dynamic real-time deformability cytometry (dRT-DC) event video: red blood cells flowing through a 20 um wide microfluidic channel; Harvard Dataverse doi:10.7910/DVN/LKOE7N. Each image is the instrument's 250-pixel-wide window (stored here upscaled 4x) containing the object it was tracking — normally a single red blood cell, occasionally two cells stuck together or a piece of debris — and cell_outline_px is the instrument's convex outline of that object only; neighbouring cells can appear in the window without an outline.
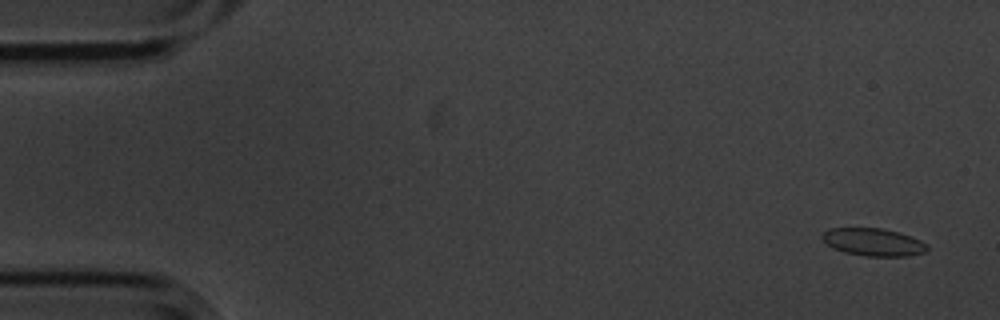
{"species": "common noctule bat (a hibernating species)", "species_latin": "Nyctalus noctula", "temperature_condition": "cold", "stored_images_in_passage": 57, "camera_frame_rate_fps": 3000, "um_per_image_px": 0.085, "animal": {"sex": "male", "body_mass_g": 20.1, "forearm_length_mm": 53.5}, "frame": {"image": 1, "passage_image": 3, "time_ms": 0.667, "image_size_px": [1000, 320], "cell_outline_px": [[928, 248], [924, 252], [908, 256], [864, 256], [844, 252], [828, 244], [820, 236], [828, 228], [880, 228], [900, 232], [920, 240], [928, 244]], "centroid_in_image_um": [74.25, 20.57], "position_along_channel_um": 10.7, "area_um2": 16.82}}
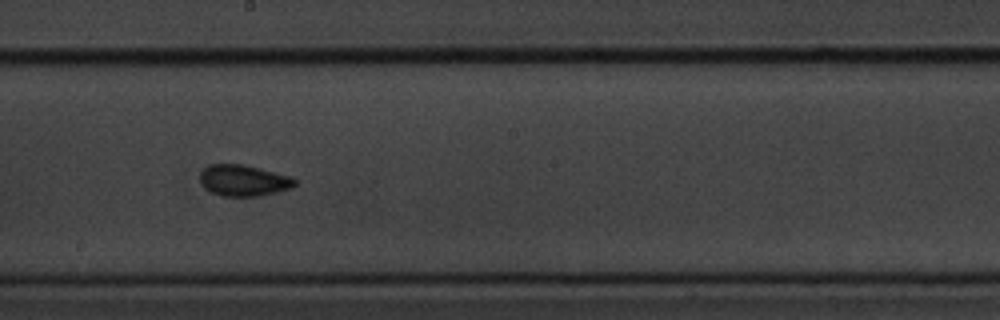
{"frame": {"image": 2, "passage_image": 31, "time_ms": 10.0, "image_size_px": [1000, 320], "cell_outline_px": [[296, 184], [292, 188], [260, 196], [220, 196], [204, 188], [200, 180], [200, 172], [208, 164], [244, 164], [260, 168], [288, 176], [296, 180]], "centroid_in_image_um": [20.67, 15.34], "position_along_channel_um": 227.5, "area_um2": 17.28}}
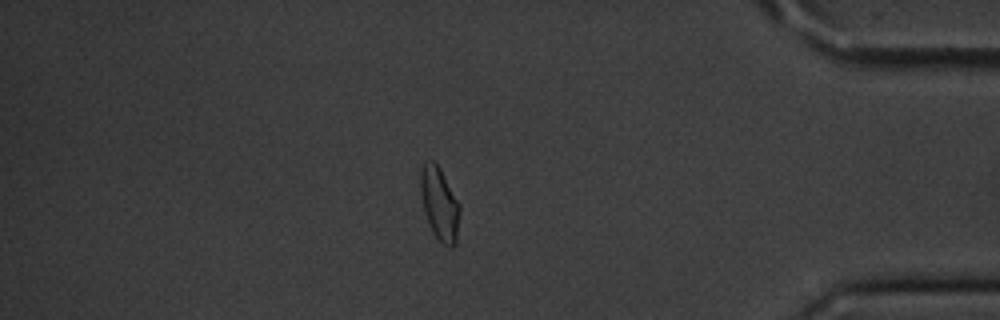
{"frame": {"image": 3, "passage_image": 48, "time_ms": 15.667, "image_size_px": [1000, 320], "cell_outline_px": [[460, 212], [456, 244], [452, 248], [448, 248], [432, 232], [424, 212], [420, 192], [420, 172], [424, 164], [432, 160], [440, 168], [460, 204]], "centroid_in_image_um": [37.37, 17.35], "position_along_channel_um": 397.8, "area_um2": 16.7}, "authors_computed_cell_mechanics": {"area_um2": 16.8776, "velocity_mm_per_s": 3.6019, "shape_relaxation_time_tau1_ms": 4.6286, "shape_relaxation_time_tau2_ms": 1.3346, "deformation_change_tau1": 0.076, "deformation_change_tau2": 0.0348}}